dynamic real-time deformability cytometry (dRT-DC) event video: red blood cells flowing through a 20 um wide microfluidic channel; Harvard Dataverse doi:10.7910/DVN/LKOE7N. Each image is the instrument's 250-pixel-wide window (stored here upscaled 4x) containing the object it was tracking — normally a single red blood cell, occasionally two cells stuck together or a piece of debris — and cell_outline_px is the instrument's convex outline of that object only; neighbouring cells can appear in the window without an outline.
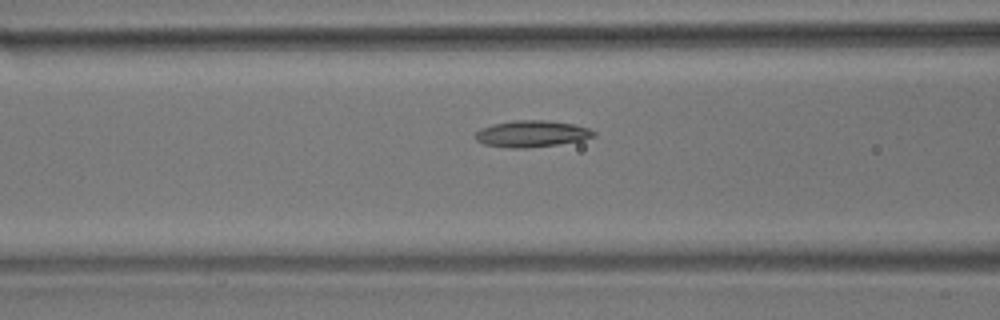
{"species": "common noctule bat (a hibernating species)", "species_latin": "Nyctalus noctula", "temperature_condition": "room temperature", "stored_images_in_passage": 40, "camera_frame_rate_fps": 3000, "um_per_image_px": 0.085, "animal": {"sex": "male", "body_mass_g": 17.9}, "frame": {"image": 1, "passage_image": 17, "time_ms": 5.333, "image_size_px": [1000, 320], "cell_outline_px": [[596, 136], [580, 140], [556, 144], [528, 148], [508, 148], [484, 144], [476, 140], [476, 132], [480, 128], [492, 124], [512, 120], [548, 120], [576, 124], [588, 128], [596, 132]], "centroid_in_image_um": [45.19, 11.36], "position_along_channel_um": 121.4, "area_um2": 18.38}}
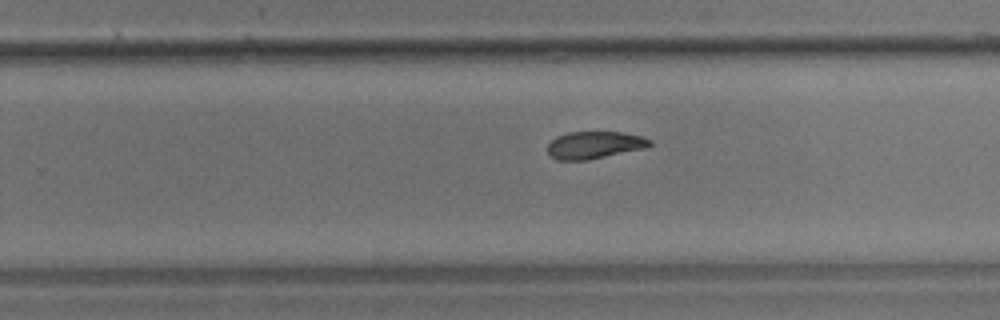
{"frame": {"image": 2, "passage_image": 30, "time_ms": 9.667, "image_size_px": [1000, 320], "cell_outline_px": [[652, 144], [648, 148], [588, 160], [556, 160], [548, 156], [548, 144], [556, 136], [568, 132], [620, 132], [640, 136], [652, 140]], "centroid_in_image_um": [50.53, 12.34], "position_along_channel_um": 279.3, "area_um2": 16.47}}
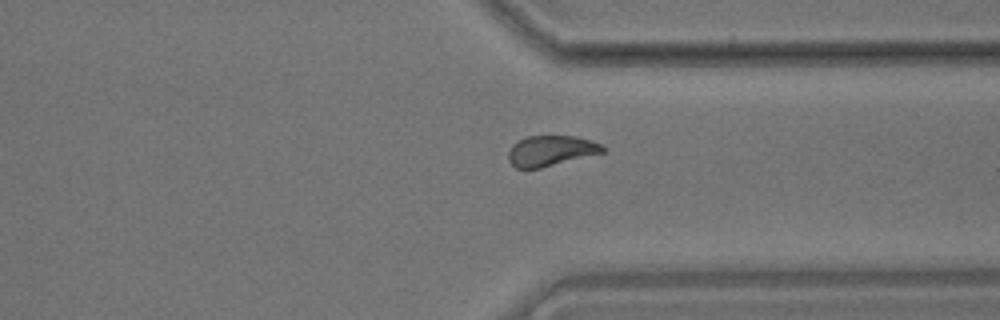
{"frame": {"image": 3, "passage_image": 37, "time_ms": 12.0, "image_size_px": [1000, 320], "cell_outline_px": [[604, 152], [540, 168], [516, 168], [508, 160], [508, 152], [512, 144], [528, 136], [576, 136], [592, 140], [600, 144], [604, 148]], "centroid_in_image_um": [46.81, 12.81], "position_along_channel_um": 364.6, "area_um2": 16.59}}